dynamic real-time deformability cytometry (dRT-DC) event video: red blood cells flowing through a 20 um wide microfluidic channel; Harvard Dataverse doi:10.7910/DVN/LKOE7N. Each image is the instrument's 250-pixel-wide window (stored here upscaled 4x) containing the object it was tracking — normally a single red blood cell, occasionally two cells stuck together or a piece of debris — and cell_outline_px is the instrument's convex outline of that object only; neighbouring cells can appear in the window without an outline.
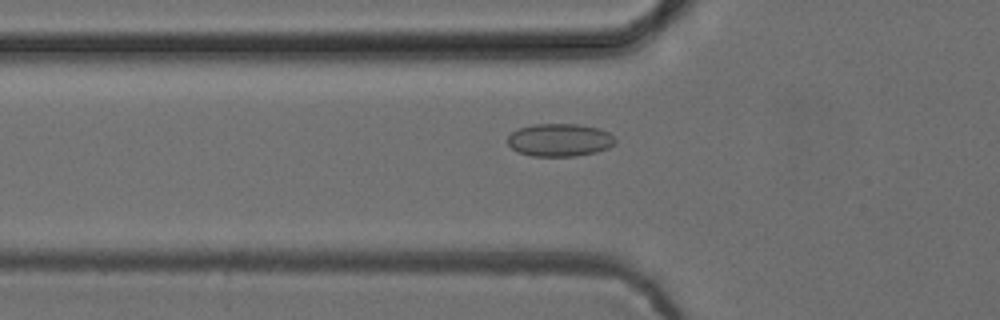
{"species": "common noctule bat (a hibernating species)", "species_latin": "Nyctalus noctula", "temperature_condition": "cold", "stored_images_in_passage": 52, "camera_frame_rate_fps": 3000, "um_per_image_px": 0.085, "animal": {"sex": "female", "body_mass_g": 24.6, "forearm_length_mm": 56.2}, "frame": {"image": 1, "passage_image": 18, "time_ms": 5.667, "image_size_px": [1000, 320], "cell_outline_px": [[616, 140], [608, 148], [596, 152], [576, 156], [532, 156], [516, 152], [508, 144], [508, 136], [512, 132], [520, 128], [532, 124], [576, 124], [600, 128], [608, 132]], "centroid_in_image_um": [47.55, 11.9], "position_along_channel_um": 78.3, "area_um2": 20.58}}
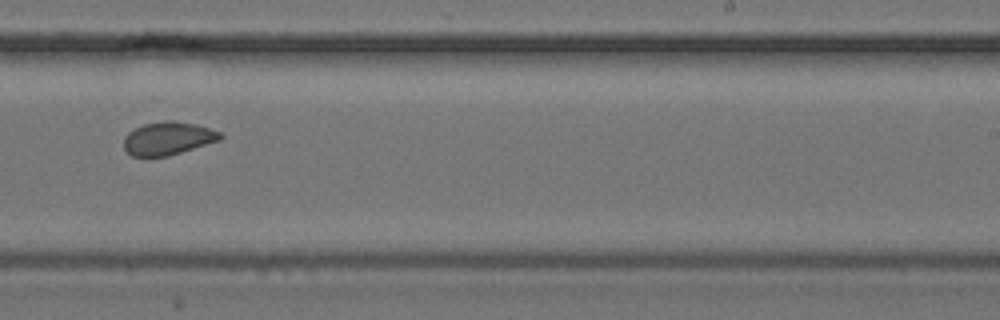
{"frame": {"image": 2, "passage_image": 33, "time_ms": 10.667, "image_size_px": [1000, 320], "cell_outline_px": [[224, 136], [220, 140], [168, 156], [132, 156], [124, 148], [124, 136], [128, 132], [144, 124], [164, 120], [172, 120], [196, 124], [220, 132]], "centroid_in_image_um": [14.28, 11.75], "position_along_channel_um": 274.7, "area_um2": 18.5}}
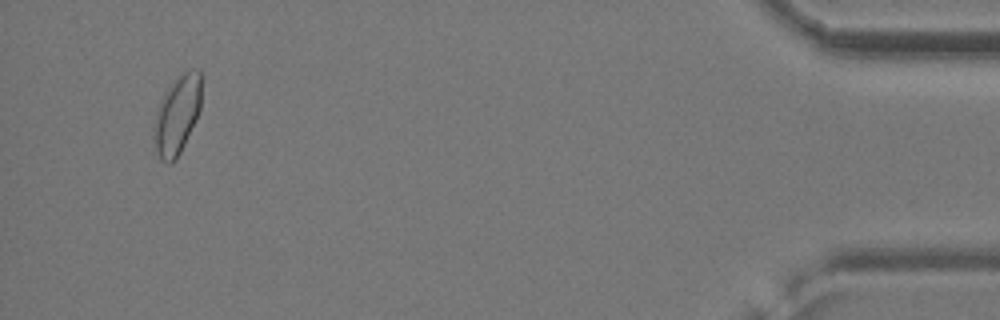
{"frame": {"image": 3, "passage_image": 50, "time_ms": 16.333, "image_size_px": [1000, 320], "cell_outline_px": [[200, 108], [196, 120], [176, 160], [172, 164], [168, 164], [160, 160], [152, 140], [152, 124], [160, 100], [164, 92], [184, 72], [196, 68], [200, 68]], "centroid_in_image_um": [15.01, 9.83], "position_along_channel_um": 420.2, "area_um2": 21.85}, "authors_computed_cell_mechanics": {"area_um2": 19.7098, "velocity_mm_per_s": 3.9172, "shape_relaxation_time_tau1_ms": null, "shape_relaxation_time_tau2_ms": 1.3947, "deformation_change_tau1": null, "deformation_change_tau2": 0.0576}}